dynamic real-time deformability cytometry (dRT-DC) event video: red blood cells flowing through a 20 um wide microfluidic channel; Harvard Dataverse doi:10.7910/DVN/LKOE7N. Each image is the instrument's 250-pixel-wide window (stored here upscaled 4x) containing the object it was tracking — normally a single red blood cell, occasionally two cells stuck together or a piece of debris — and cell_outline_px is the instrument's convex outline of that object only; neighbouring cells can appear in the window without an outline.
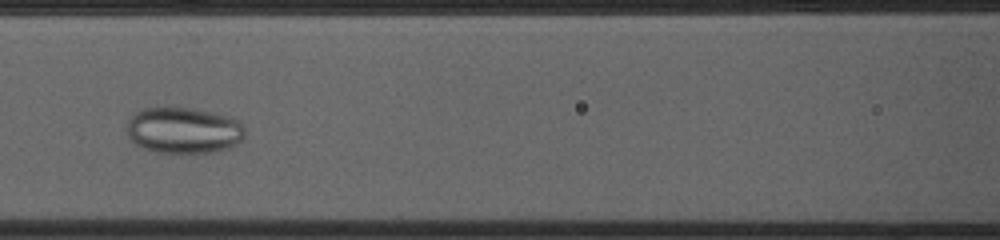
{"species": "common noctule bat (a hibernating species)", "species_latin": "Nyctalus noctula", "temperature_condition": "cold", "stored_images_in_passage": 40, "camera_frame_rate_fps": 3000, "um_per_image_px": 0.085, "animal": {"sex": "female", "body_mass_g": 23.0, "forearm_length_mm": 53.4}, "frame": {"image": 1, "passage_image": 12, "time_ms": 3.667, "image_size_px": [1000, 240], "cell_outline_px": [[244, 136], [236, 144], [216, 152], [156, 152], [144, 148], [136, 144], [128, 136], [128, 120], [136, 112], [144, 108], [192, 108], [224, 116], [236, 120], [244, 124]], "centroid_in_image_um": [15.59, 11.08], "position_along_channel_um": 151.0, "area_um2": 31.21}}
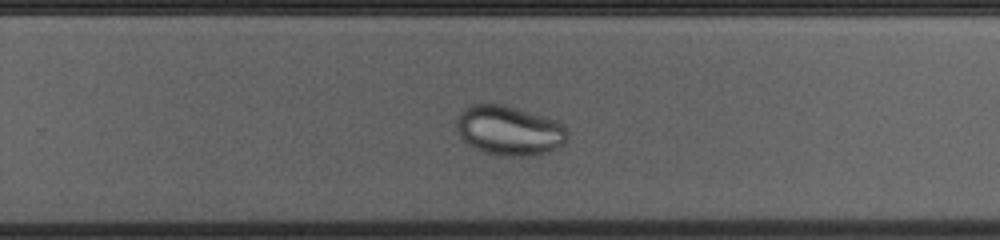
{"frame": {"image": 2, "passage_image": 23, "time_ms": 7.333, "image_size_px": [1000, 240], "cell_outline_px": [[568, 136], [564, 144], [560, 148], [548, 152], [524, 156], [504, 156], [488, 152], [476, 148], [468, 144], [460, 136], [456, 128], [456, 120], [460, 112], [464, 108], [472, 104], [504, 104], [544, 116], [556, 120], [564, 124], [568, 132]], "centroid_in_image_um": [43.31, 11.08], "position_along_channel_um": 286.5, "area_um2": 32.19}}
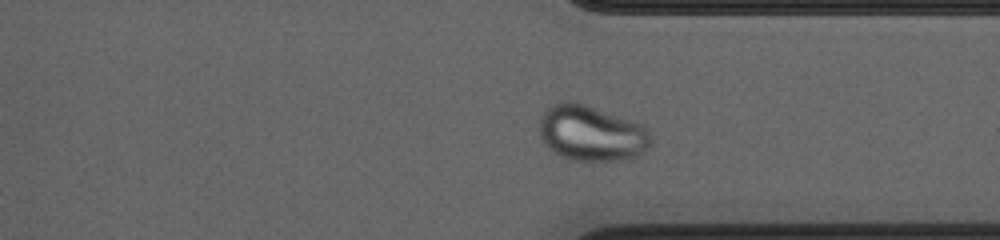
{"frame": {"image": 3, "passage_image": 29, "time_ms": 9.333, "image_size_px": [1000, 240], "cell_outline_px": [[648, 144], [644, 152], [620, 160], [568, 160], [560, 156], [548, 148], [544, 144], [540, 136], [540, 116], [552, 104], [560, 100], [568, 100], [584, 104], [640, 124], [648, 132]], "centroid_in_image_um": [50.16, 11.32], "position_along_channel_um": 361.2, "area_um2": 35.49}}